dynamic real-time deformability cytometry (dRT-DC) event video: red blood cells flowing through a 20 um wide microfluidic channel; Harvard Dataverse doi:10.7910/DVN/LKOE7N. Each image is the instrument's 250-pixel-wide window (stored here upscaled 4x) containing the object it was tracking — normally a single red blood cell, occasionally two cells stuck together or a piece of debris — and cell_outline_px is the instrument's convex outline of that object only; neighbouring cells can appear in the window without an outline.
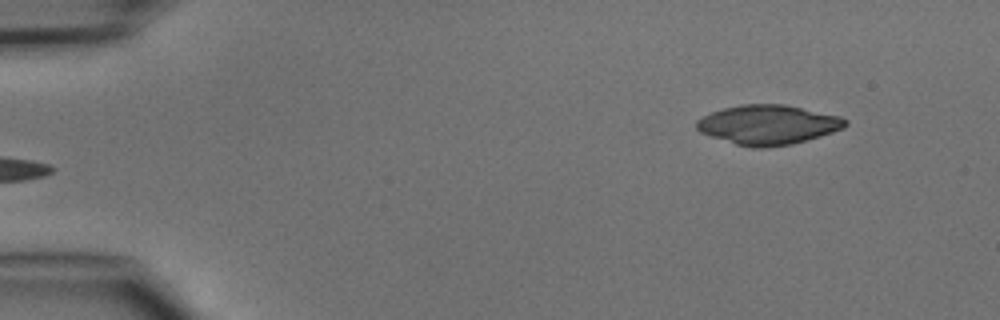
{"species": "common noctule bat (a hibernating species)", "species_latin": "Nyctalus noctula", "temperature_condition": "cold", "stored_images_in_passage": 5, "segment_of_instrument_passage": [2, 2], "camera_frame_rate_fps": 3000, "um_per_image_px": 0.085, "animal": {"sex": "male", "body_mass_g": 15.6}, "frame": {"image": 1, "passage_image": 5, "time_ms": 5.333, "image_size_px": [1000, 320], "cell_outline_px": [[848, 124], [844, 128], [820, 136], [792, 144], [760, 148], [752, 148], [736, 144], [700, 132], [696, 128], [696, 120], [712, 112], [724, 108], [740, 104], [784, 104], [840, 116], [848, 120]], "centroid_in_image_um": [65.3, 10.6], "position_along_channel_um": 19.7, "area_um2": 34.1}}